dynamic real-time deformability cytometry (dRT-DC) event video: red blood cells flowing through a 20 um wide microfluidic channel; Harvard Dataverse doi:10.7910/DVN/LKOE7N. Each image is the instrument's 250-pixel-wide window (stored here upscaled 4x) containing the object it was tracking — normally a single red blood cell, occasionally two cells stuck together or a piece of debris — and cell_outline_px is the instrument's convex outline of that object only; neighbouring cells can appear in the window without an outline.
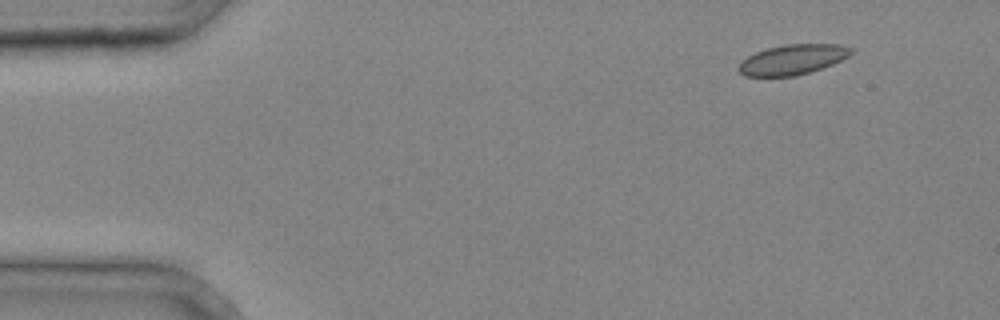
{"species": "common noctule bat (a hibernating species)", "species_latin": "Nyctalus noctula", "temperature_condition": "cold", "stored_images_in_passage": 2, "camera_frame_rate_fps": 3000, "um_per_image_px": 0.085, "animal": {"sex": "male", "body_mass_g": 20.4}, "frame": {"image": 1, "passage_image": 2, "time_ms": 0.333, "image_size_px": [1000, 320], "cell_outline_px": [[852, 52], [848, 56], [832, 64], [796, 76], [744, 76], [736, 68], [748, 56], [756, 52], [768, 48], [784, 44], [840, 44], [852, 48]], "centroid_in_image_um": [67.36, 5.06], "position_along_channel_um": 17.6, "area_um2": 19.48}}